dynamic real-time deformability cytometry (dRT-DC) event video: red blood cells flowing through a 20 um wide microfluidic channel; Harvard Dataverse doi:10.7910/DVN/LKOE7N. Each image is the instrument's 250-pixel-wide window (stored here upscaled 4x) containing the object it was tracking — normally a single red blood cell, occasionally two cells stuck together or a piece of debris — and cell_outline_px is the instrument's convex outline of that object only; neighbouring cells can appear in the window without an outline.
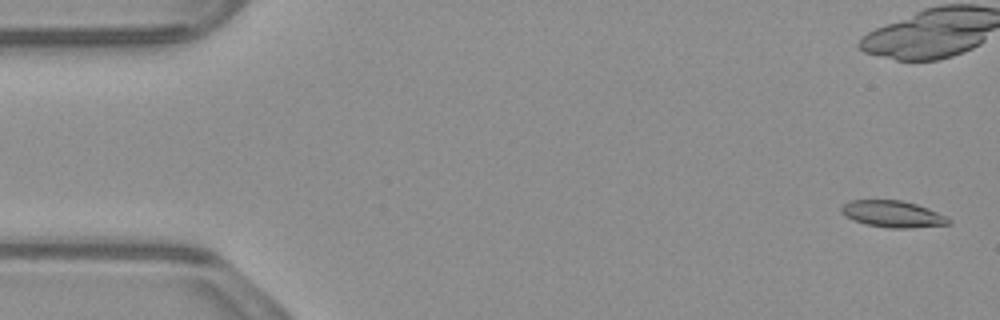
{"species": "common noctule bat (a hibernating species)", "species_latin": "Nyctalus noctula", "temperature_condition": "warm", "stored_images_in_passage": 9, "camera_frame_rate_fps": 3000, "um_per_image_px": 0.085, "animal": {"sex": "male", "body_mass_g": 23.1, "forearm_length_mm": 52.7}, "frame": {"image": 1, "passage_image": 1, "time_ms": 0.0, "image_size_px": [1000, 320], "cell_outline_px": [[952, 224], [908, 228], [888, 228], [868, 224], [852, 220], [844, 216], [840, 212], [840, 208], [848, 200], [900, 200], [916, 204], [928, 208], [948, 216], [952, 220]], "centroid_in_image_um": [75.89, 18.19], "position_along_channel_um": 9.1, "area_um2": 16.82}}